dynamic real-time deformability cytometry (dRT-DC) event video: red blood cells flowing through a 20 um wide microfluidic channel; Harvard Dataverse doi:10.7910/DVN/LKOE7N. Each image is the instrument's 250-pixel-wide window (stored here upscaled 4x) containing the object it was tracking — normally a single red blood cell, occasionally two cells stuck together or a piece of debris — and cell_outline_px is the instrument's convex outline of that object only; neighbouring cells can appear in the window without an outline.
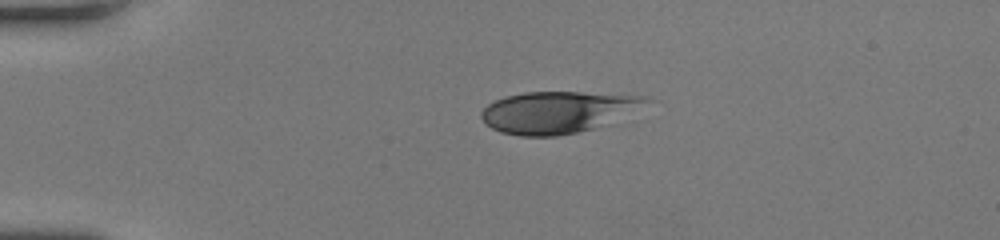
{"species": "human", "species_latin": "Homo sapiens", "temperature_condition": "room temperature", "stored_images_in_passage": 39, "camera_frame_rate_fps": 3000, "um_per_image_px": 0.085, "donor": {"sex": "female"}, "frame": {"image": 1, "passage_image": 1, "time_ms": 0.0, "image_size_px": [1000, 240], "cell_outline_px": [[648, 100], [616, 124], [556, 136], [520, 136], [500, 132], [492, 128], [480, 116], [480, 112], [488, 104], [504, 96], [524, 92], [580, 92], [644, 96]], "centroid_in_image_um": [47.4, 9.54], "position_along_channel_um": 37.6, "area_um2": 40.17}}
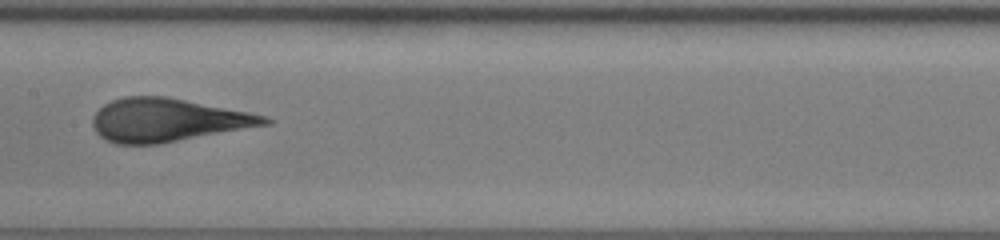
{"frame": {"image": 2, "passage_image": 16, "time_ms": 5.0, "image_size_px": [1000, 240], "cell_outline_px": [[272, 124], [160, 144], [116, 144], [104, 140], [96, 132], [92, 124], [92, 116], [104, 104], [112, 100], [124, 96], [168, 96], [268, 116], [272, 120]], "centroid_in_image_um": [14.24, 10.21], "position_along_channel_um": 193.2, "area_um2": 43.64}}
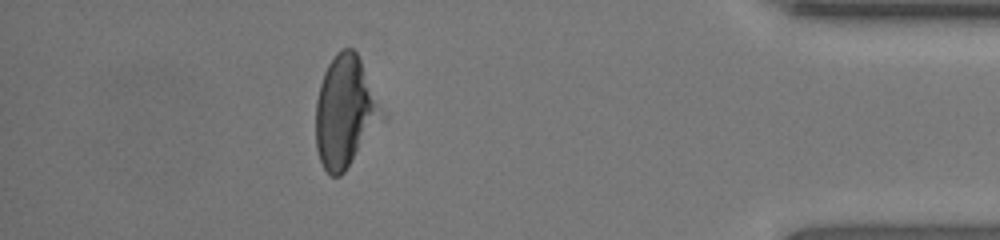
{"frame": {"image": 3, "passage_image": 34, "time_ms": 11.0, "image_size_px": [1000, 240], "cell_outline_px": [[372, 108], [356, 148], [344, 172], [340, 176], [332, 176], [324, 168], [320, 160], [316, 148], [316, 100], [320, 84], [324, 72], [328, 64], [336, 52], [340, 48], [352, 48], [356, 52], [360, 60], [372, 100]], "centroid_in_image_um": [29.02, 9.4], "position_along_channel_um": 406.2, "area_um2": 37.17}, "authors_computed_cell_mechanics": {"area_um2": 43.1188, "velocity_mm_per_s": 4.237, "shape_relaxation_time_tau1_ms": 5.5501, "shape_relaxation_time_tau2_ms": null, "deformation_change_tau1": 0.1961, "deformation_change_tau2": null}}